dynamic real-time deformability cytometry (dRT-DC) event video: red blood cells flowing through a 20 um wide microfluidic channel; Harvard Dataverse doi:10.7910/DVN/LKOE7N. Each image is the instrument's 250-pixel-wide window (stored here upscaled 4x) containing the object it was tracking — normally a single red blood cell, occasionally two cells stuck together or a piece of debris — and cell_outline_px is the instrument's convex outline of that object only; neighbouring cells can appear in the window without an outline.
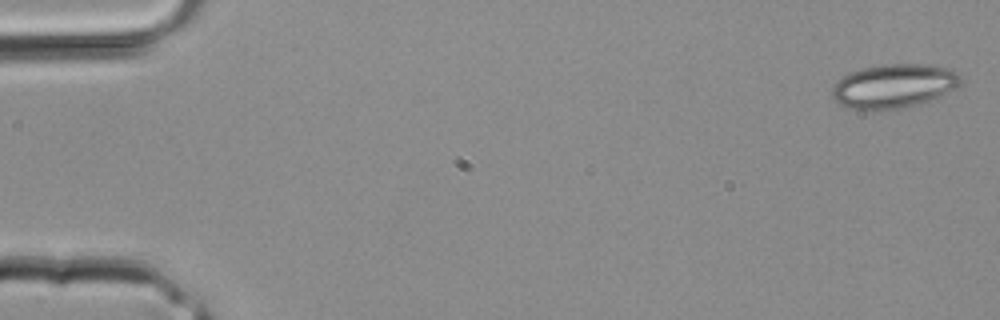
{"species": "common noctule bat (a hibernating species)", "species_latin": "Nyctalus noctula", "temperature_condition": "room temperature", "stored_images_in_passage": 3, "camera_frame_rate_fps": 3000, "um_per_image_px": 0.085, "animal": {"sex": "male", "body_mass_g": 20.4}, "frame": {"image": 1, "passage_image": 1, "time_ms": 0.0, "image_size_px": [1000, 320], "cell_outline_px": [[964, 80], [956, 88], [940, 100], [900, 108], [844, 108], [832, 96], [832, 88], [836, 80], [852, 72], [864, 68], [884, 64], [936, 64], [952, 68], [964, 76]], "centroid_in_image_um": [76.12, 7.29], "position_along_channel_um": 8.9, "area_um2": 33.58}}